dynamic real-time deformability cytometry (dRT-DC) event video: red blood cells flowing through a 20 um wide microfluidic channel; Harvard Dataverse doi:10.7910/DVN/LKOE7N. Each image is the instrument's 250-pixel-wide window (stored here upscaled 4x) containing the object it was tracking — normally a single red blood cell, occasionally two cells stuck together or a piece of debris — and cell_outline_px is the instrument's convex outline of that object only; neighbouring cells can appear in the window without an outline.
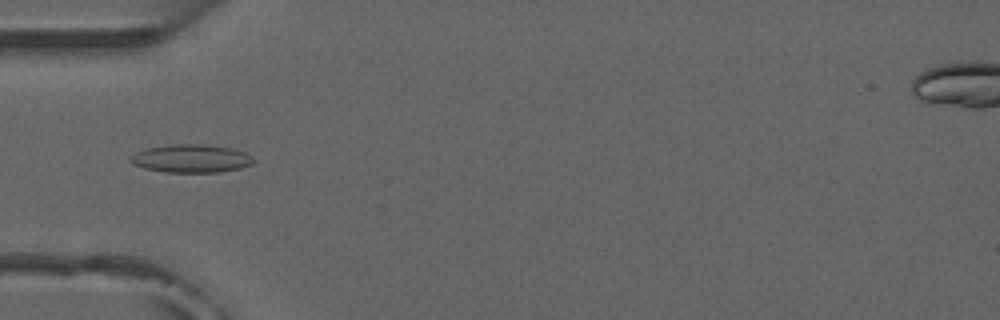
{"species": "common noctule bat (a hibernating species)", "species_latin": "Nyctalus noctula", "temperature_condition": "room temperature", "stored_images_in_passage": 4, "camera_frame_rate_fps": 3000, "um_per_image_px": 0.085, "animal": {"sex": "male", "forearm_length_mm": 52.5}, "frame": {"image": 1, "passage_image": 4, "time_ms": 4.333, "image_size_px": [1000, 320], "cell_outline_px": [[256, 160], [252, 164], [240, 168], [220, 172], [164, 172], [144, 168], [132, 164], [132, 156], [136, 152], [148, 148], [172, 144], [208, 144], [232, 148], [244, 152], [252, 156]], "centroid_in_image_um": [16.3, 13.47], "position_along_channel_um": 68.7, "area_um2": 20.17}}